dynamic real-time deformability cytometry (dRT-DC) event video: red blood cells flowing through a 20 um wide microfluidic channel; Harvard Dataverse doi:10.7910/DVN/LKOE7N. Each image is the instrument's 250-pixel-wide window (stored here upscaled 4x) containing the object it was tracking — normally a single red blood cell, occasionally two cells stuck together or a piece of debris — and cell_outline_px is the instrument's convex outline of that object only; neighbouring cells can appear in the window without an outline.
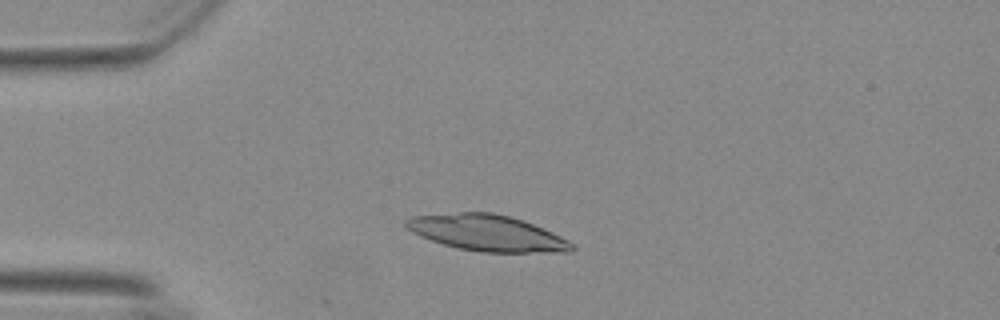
{"species": "Egyptian fruit bat (a non-hibernating species)", "species_latin": "Rousettus aegyptiacus", "temperature_condition": "warm", "stored_images_in_passage": 21, "camera_frame_rate_fps": 3000, "um_per_image_px": 0.085, "animal": {"sex": "female"}, "frame": {"image": 1, "passage_image": 1, "time_ms": 0.0, "image_size_px": [1000, 320], "cell_outline_px": [[576, 248], [572, 252], [480, 252], [456, 248], [420, 236], [412, 232], [404, 224], [404, 220], [412, 216], [460, 212], [492, 212], [508, 216], [532, 224], [552, 232], [568, 240]], "centroid_in_image_um": [41.39, 19.8], "position_along_channel_um": 43.6, "area_um2": 34.68}}
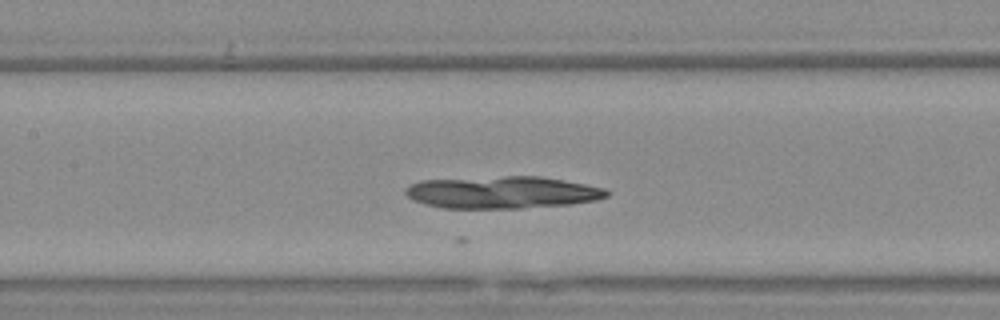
{"frame": {"image": 2, "passage_image": 13, "time_ms": 4.0, "image_size_px": [1000, 320], "cell_outline_px": [[612, 192], [608, 196], [596, 200], [572, 204], [520, 208], [440, 208], [424, 204], [412, 200], [404, 192], [404, 188], [420, 180], [504, 176], [540, 176], [584, 184], [604, 188]], "centroid_in_image_um": [42.68, 16.35], "position_along_channel_um": 164.7, "area_um2": 37.92}}